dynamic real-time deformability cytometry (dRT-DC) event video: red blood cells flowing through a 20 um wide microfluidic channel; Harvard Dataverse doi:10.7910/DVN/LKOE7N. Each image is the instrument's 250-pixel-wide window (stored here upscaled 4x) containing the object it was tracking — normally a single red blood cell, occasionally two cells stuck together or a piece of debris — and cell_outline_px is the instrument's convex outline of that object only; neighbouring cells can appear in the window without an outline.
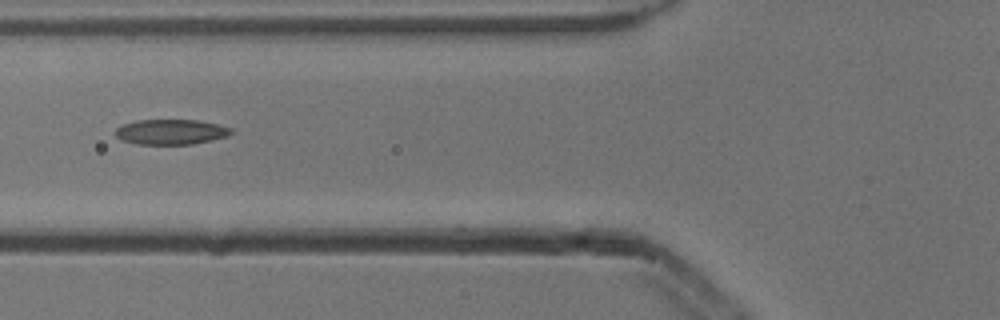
{"species": "common noctule bat (a hibernating species)", "species_latin": "Nyctalus noctula", "temperature_condition": "cold", "stored_images_in_passage": 7, "camera_frame_rate_fps": 3000, "um_per_image_px": 0.085, "animal": {"sex": "male", "body_mass_g": 13.3}, "frame": {"image": 1, "passage_image": 7, "time_ms": 2.0, "image_size_px": [1000, 320], "cell_outline_px": [[232, 132], [228, 136], [192, 144], [136, 144], [120, 140], [116, 136], [116, 128], [124, 124], [136, 120], [196, 120], [216, 124], [232, 128]], "centroid_in_image_um": [14.5, 11.21], "position_along_channel_um": 111.3, "area_um2": 16.88}}